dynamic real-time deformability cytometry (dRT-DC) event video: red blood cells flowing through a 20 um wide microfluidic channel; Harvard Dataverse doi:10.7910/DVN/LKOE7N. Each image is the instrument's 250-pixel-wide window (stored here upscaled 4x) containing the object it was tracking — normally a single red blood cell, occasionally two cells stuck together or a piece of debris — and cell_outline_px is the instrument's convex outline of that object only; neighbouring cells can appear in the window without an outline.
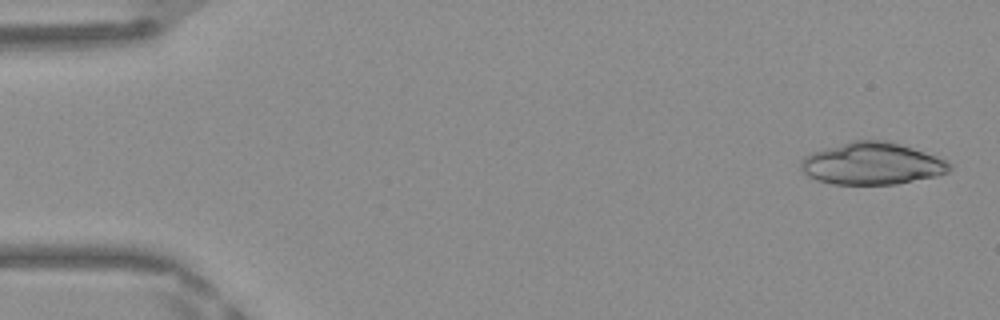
{"species": "Egyptian fruit bat (a non-hibernating species)", "species_latin": "Rousettus aegyptiacus", "temperature_condition": "warm", "stored_images_in_passage": 47, "camera_frame_rate_fps": 3000, "um_per_image_px": 0.085, "frame": {"image": 1, "passage_image": 2, "time_ms": 0.333, "image_size_px": [1000, 320], "cell_outline_px": [[952, 168], [948, 172], [936, 176], [896, 184], [832, 184], [816, 180], [808, 176], [800, 168], [800, 160], [804, 156], [812, 152], [852, 140], [888, 140], [948, 160], [952, 164]], "centroid_in_image_um": [74.12, 13.91], "position_along_channel_um": 10.9, "area_um2": 36.59}}